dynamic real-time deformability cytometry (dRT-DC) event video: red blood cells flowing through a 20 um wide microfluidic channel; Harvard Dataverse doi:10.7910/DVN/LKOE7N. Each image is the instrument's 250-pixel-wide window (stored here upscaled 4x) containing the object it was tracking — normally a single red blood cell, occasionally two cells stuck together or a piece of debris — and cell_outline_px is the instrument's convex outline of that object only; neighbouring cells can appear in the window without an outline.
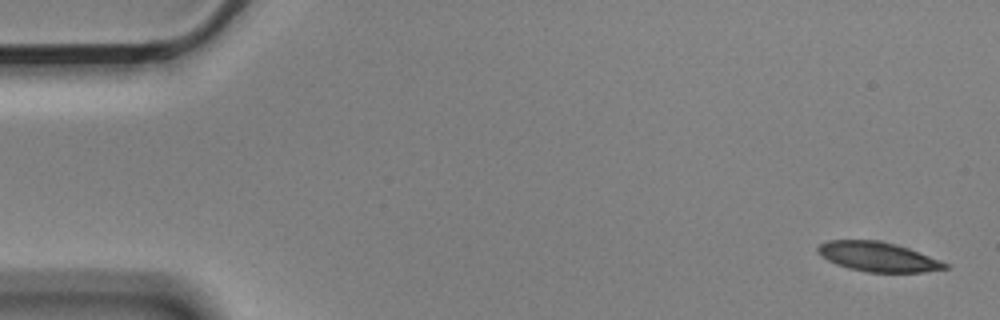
{"species": "Egyptian fruit bat (a non-hibernating species)", "species_latin": "Rousettus aegyptiacus", "temperature_condition": "cold", "stored_images_in_passage": 5, "camera_frame_rate_fps": 3000, "um_per_image_px": 0.085, "animal": {"sex": "male"}, "frame": {"image": 1, "passage_image": 1, "time_ms": 0.0, "image_size_px": [1000, 320], "cell_outline_px": [[948, 268], [924, 272], [868, 272], [848, 268], [836, 264], [820, 256], [816, 252], [816, 248], [820, 244], [828, 240], [880, 240], [896, 244], [908, 248], [940, 260], [948, 264]], "centroid_in_image_um": [74.59, 21.82], "position_along_channel_um": 10.4, "area_um2": 21.91}}
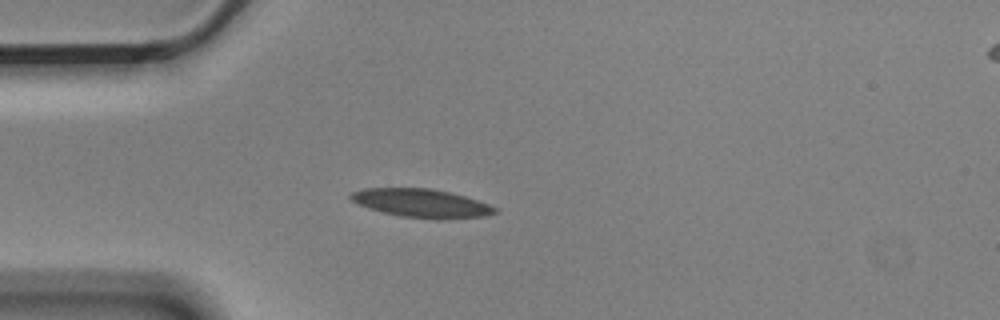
{"frame": {"image": 2, "passage_image": 4, "time_ms": 1.0, "image_size_px": [1000, 320], "cell_outline_px": [[500, 208], [496, 212], [484, 216], [444, 220], [436, 220], [400, 216], [368, 208], [352, 200], [348, 196], [352, 192], [364, 188], [432, 188], [464, 196]], "centroid_in_image_um": [35.85, 17.28], "position_along_channel_um": 49.2, "area_um2": 23.99}}